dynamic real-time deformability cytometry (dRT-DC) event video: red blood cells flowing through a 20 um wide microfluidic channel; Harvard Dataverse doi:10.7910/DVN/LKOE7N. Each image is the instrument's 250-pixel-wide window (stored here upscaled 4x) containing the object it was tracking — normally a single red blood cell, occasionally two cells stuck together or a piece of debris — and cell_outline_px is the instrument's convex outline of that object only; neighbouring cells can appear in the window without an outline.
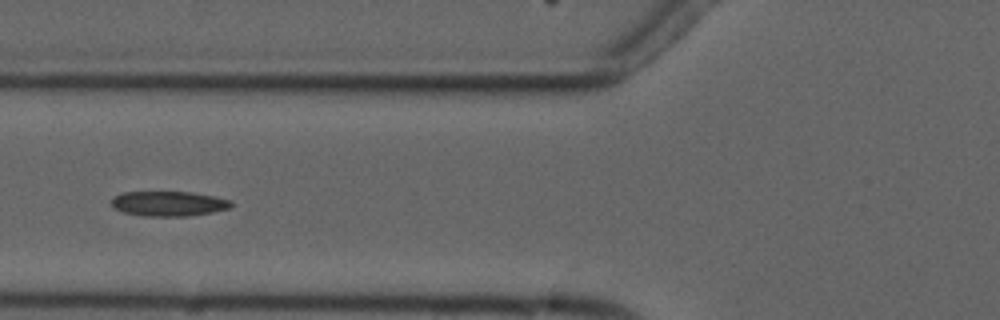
{"species": "common noctule bat (a hibernating species)", "species_latin": "Nyctalus noctula", "temperature_condition": "cold", "stored_images_in_passage": 7, "camera_frame_rate_fps": 3000, "um_per_image_px": 0.085, "animal": {"sex": "male", "forearm_length_mm": 52.5}, "frame": {"image": 1, "passage_image": 7, "time_ms": 7.0, "image_size_px": [1000, 320], "cell_outline_px": [[232, 204], [228, 208], [212, 212], [188, 216], [144, 216], [124, 212], [116, 208], [112, 204], [112, 200], [116, 196], [124, 192], [188, 192], [212, 196], [232, 200]], "centroid_in_image_um": [14.35, 17.31], "position_along_channel_um": 111.4, "area_um2": 17.05}}